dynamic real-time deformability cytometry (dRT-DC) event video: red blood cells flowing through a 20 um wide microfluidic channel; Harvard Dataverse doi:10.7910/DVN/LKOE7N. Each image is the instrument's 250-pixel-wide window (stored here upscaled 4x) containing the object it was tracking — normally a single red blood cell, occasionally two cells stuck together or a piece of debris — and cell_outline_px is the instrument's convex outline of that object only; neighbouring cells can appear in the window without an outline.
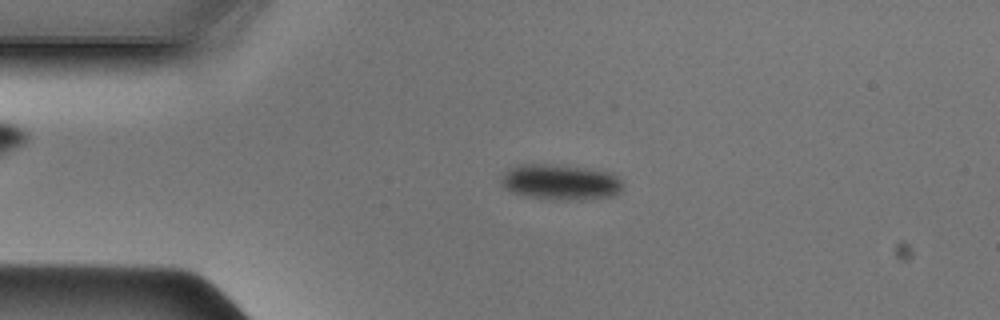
{"species": "Egyptian fruit bat (a non-hibernating species)", "species_latin": "Rousettus aegyptiacus", "temperature_condition": "cold", "stored_images_in_passage": 44, "camera_frame_rate_fps": 3000, "um_per_image_px": 0.085, "animal": {"sex": "male"}, "frame": {"image": 1, "passage_image": 6, "time_ms": 1.667, "image_size_px": [1000, 320], "cell_outline_px": [[624, 184], [620, 192], [612, 196], [584, 200], [552, 200], [524, 196], [512, 192], [504, 188], [500, 184], [500, 176], [508, 168], [520, 164], [552, 164], [588, 168], [612, 172]], "centroid_in_image_um": [47.61, 15.48], "position_along_channel_um": 37.4, "area_um2": 25.84}}
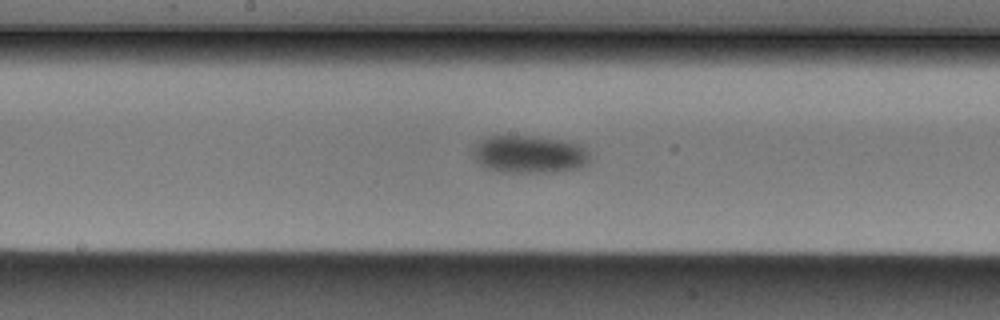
{"frame": {"image": 2, "passage_image": 20, "time_ms": 6.333, "image_size_px": [1000, 320], "cell_outline_px": [[588, 164], [580, 168], [552, 172], [504, 172], [488, 168], [480, 164], [472, 156], [472, 148], [480, 140], [488, 136], [536, 136], [560, 140], [580, 144], [588, 148]], "centroid_in_image_um": [44.99, 13.11], "position_along_channel_um": 203.2, "area_um2": 25.78}}
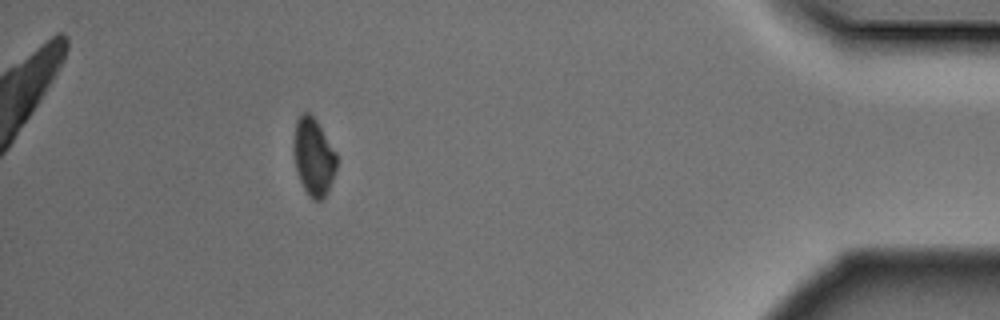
{"frame": {"image": 3, "passage_image": 39, "time_ms": 12.667, "image_size_px": [1000, 320], "cell_outline_px": [[336, 172], [328, 192], [320, 200], [312, 200], [308, 196], [300, 180], [296, 168], [292, 152], [292, 144], [296, 120], [304, 112], [308, 112], [316, 120], [336, 152]], "centroid_in_image_um": [26.63, 13.34], "position_along_channel_um": 408.6, "area_um2": 19.54}}